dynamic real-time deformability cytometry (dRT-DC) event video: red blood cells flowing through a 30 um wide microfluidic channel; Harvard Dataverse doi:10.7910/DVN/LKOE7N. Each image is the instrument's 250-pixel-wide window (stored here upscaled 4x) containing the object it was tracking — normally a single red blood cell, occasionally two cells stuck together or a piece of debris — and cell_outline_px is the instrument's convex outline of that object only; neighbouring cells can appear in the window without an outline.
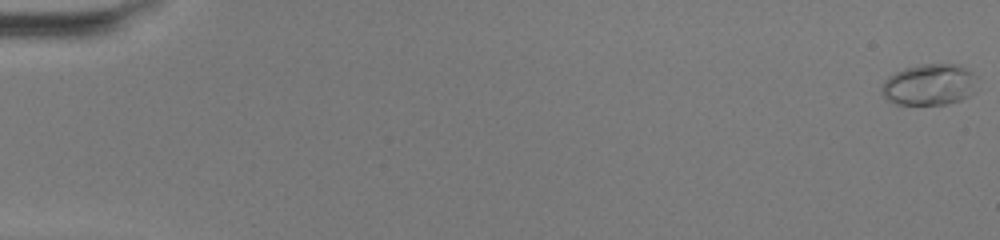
{"species": "common noctule bat (a hibernating species)", "species_latin": "Nyctalus noctula", "temperature_condition": "warm", "stored_images_in_passage": 51, "camera_frame_rate_fps": 3000, "um_per_image_px": 0.085, "animal": {"sex": "female", "body_mass_g": 20.0, "forearm_length_mm": 54.0}, "frame": {"image": 1, "passage_image": 1, "time_ms": 0.0, "image_size_px": [1000, 240], "cell_outline_px": [[976, 92], [960, 100], [944, 104], [896, 104], [888, 100], [880, 92], [880, 88], [884, 80], [888, 76], [904, 68], [920, 64], [960, 64], [972, 72], [976, 76]], "centroid_in_image_um": [79.0, 7.18], "position_along_channel_um": 6.0, "area_um2": 23.24}}
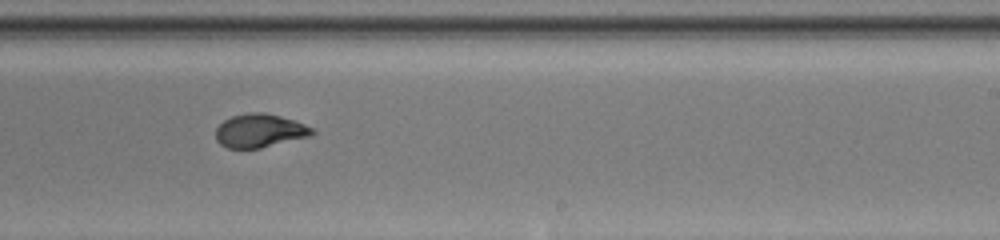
{"frame": {"image": 2, "passage_image": 33, "time_ms": 10.667, "image_size_px": [1000, 240], "cell_outline_px": [[316, 132], [312, 136], [260, 148], [228, 148], [220, 144], [216, 140], [216, 128], [224, 120], [232, 116], [252, 112], [264, 112], [280, 116], [316, 128]], "centroid_in_image_um": [22.11, 11.11], "position_along_channel_um": 266.9, "area_um2": 18.9}}
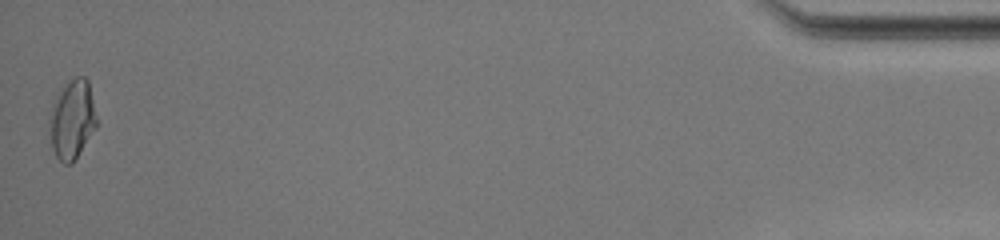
{"frame": {"image": 3, "passage_image": 51, "time_ms": 16.667, "image_size_px": [1000, 240], "cell_outline_px": [[96, 128], [72, 164], [64, 164], [56, 156], [52, 148], [48, 124], [48, 120], [52, 104], [60, 88], [76, 76], [84, 76], [88, 80], [96, 116]], "centroid_in_image_um": [6.11, 10.15], "position_along_channel_um": 429.1, "area_um2": 21.79}, "authors_computed_cell_mechanics": {"area_um2": 19.7676, "velocity_mm_per_s": 4.1612, "shape_relaxation_time_tau1_ms": 9.8126, "shape_relaxation_time_tau2_ms": 1.0994, "deformation_change_tau1": 0.313, "deformation_change_tau2": 0.0422}}